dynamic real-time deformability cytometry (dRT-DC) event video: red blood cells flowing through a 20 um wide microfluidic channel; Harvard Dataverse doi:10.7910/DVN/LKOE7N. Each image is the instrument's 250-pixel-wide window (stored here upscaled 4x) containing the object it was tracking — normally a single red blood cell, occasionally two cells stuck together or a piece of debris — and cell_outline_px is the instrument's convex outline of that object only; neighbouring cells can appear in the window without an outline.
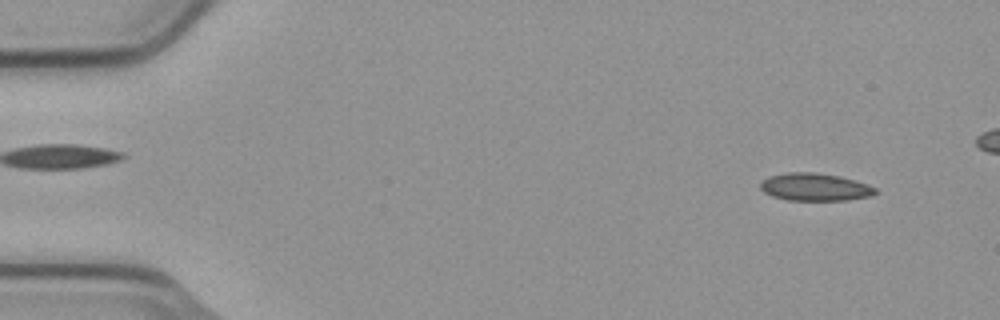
{"species": "common noctule bat (a hibernating species)", "species_latin": "Nyctalus noctula", "temperature_condition": "cold", "stored_images_in_passage": 50, "camera_frame_rate_fps": 3000, "um_per_image_px": 0.085, "animal": {"sex": "male", "body_mass_g": 23.1, "forearm_length_mm": 52.7}, "frame": {"image": 1, "passage_image": 4, "time_ms": 1.0, "image_size_px": [1000, 320], "cell_outline_px": [[876, 192], [868, 196], [848, 200], [788, 200], [772, 196], [764, 192], [760, 188], [760, 180], [768, 176], [788, 172], [816, 172], [840, 176], [856, 180], [876, 188]], "centroid_in_image_um": [69.22, 15.88], "position_along_channel_um": 15.8, "area_um2": 18.55}}
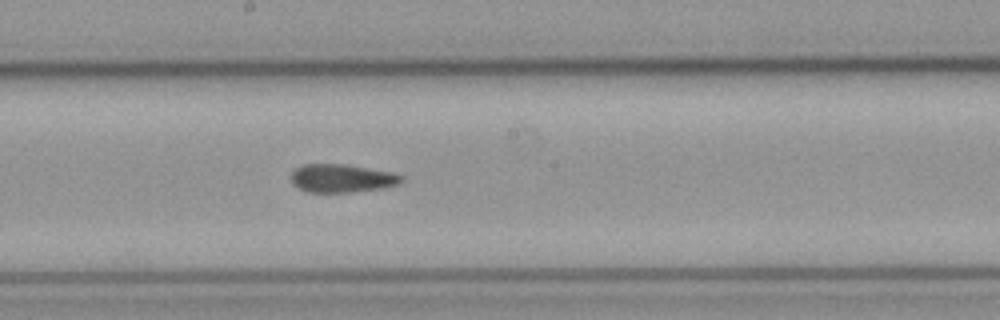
{"frame": {"image": 2, "passage_image": 29, "time_ms": 9.333, "image_size_px": [1000, 320], "cell_outline_px": [[404, 180], [396, 184], [380, 188], [348, 192], [308, 192], [292, 184], [292, 172], [296, 168], [304, 164], [344, 164], [392, 172], [404, 176]], "centroid_in_image_um": [29.05, 15.14], "position_along_channel_um": 219.2, "area_um2": 17.92}}
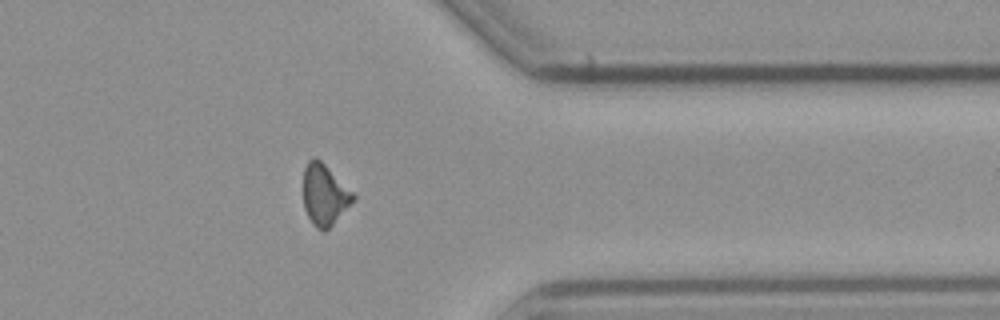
{"frame": {"image": 3, "passage_image": 43, "time_ms": 14.0, "image_size_px": [1000, 320], "cell_outline_px": [[356, 200], [324, 232], [316, 228], [312, 224], [304, 208], [304, 168], [308, 160], [312, 156], [316, 156], [356, 196]], "centroid_in_image_um": [27.58, 16.56], "position_along_channel_um": 383.8, "area_um2": 17.57}, "authors_computed_cell_mechanics": {"area_um2": 18.4093, "velocity_mm_per_s": 3.7662, "shape_relaxation_time_tau1_ms": null, "shape_relaxation_time_tau2_ms": 4.4539, "deformation_change_tau1": null, "deformation_change_tau2": 0.0963}}